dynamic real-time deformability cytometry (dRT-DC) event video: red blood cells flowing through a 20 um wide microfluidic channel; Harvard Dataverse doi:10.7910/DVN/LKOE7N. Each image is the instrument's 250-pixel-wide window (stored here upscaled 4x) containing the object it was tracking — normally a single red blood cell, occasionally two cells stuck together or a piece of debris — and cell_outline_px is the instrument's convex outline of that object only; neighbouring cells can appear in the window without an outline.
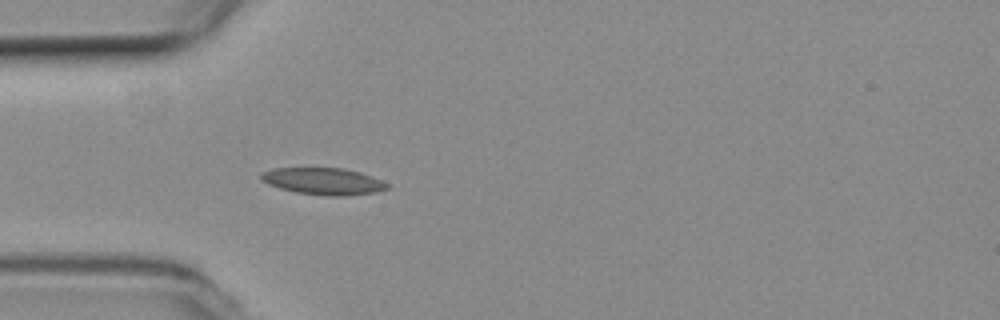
{"species": "common noctule bat (a hibernating species)", "species_latin": "Nyctalus noctula", "temperature_condition": "room temperature", "stored_images_in_passage": 53, "camera_frame_rate_fps": 3000, "um_per_image_px": 0.085, "animal": {"sex": "female", "body_mass_g": 19.3, "forearm_length_mm": 54.1}, "frame": {"image": 1, "passage_image": 15, "time_ms": 4.667, "image_size_px": [1000, 320], "cell_outline_px": [[392, 188], [376, 192], [344, 196], [324, 196], [296, 192], [280, 188], [268, 184], [260, 180], [260, 172], [272, 168], [344, 168], [360, 172], [372, 176], [388, 184]], "centroid_in_image_um": [27.48, 15.4], "position_along_channel_um": 57.5, "area_um2": 19.94}}
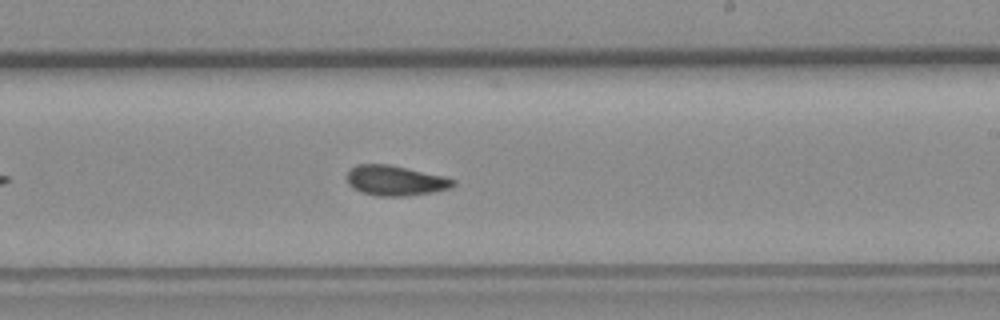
{"frame": {"image": 2, "passage_image": 31, "time_ms": 10.0, "image_size_px": [1000, 320], "cell_outline_px": [[456, 184], [452, 188], [432, 192], [404, 196], [376, 196], [352, 188], [348, 184], [348, 172], [356, 164], [388, 164], [444, 176], [456, 180]], "centroid_in_image_um": [33.63, 15.35], "position_along_channel_um": 255.4, "area_um2": 18.55}}
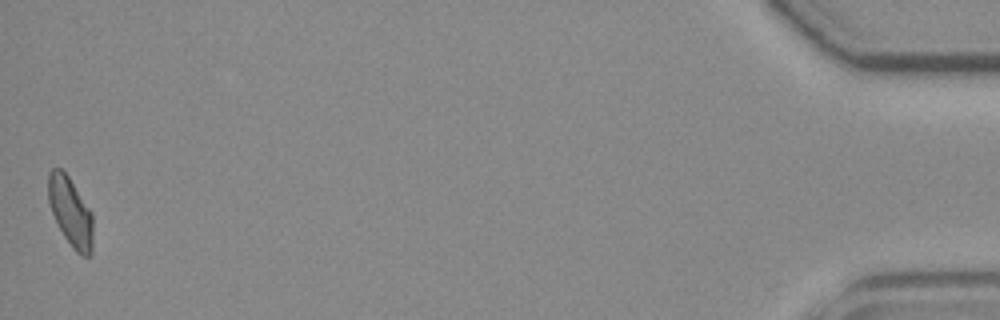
{"frame": {"image": 3, "passage_image": 53, "time_ms": 17.333, "image_size_px": [1000, 320], "cell_outline_px": [[92, 252], [88, 256], [80, 256], [72, 248], [64, 236], [52, 212], [48, 200], [48, 172], [52, 168], [60, 168], [68, 176], [92, 212]], "centroid_in_image_um": [5.99, 18.01], "position_along_channel_um": 429.2, "area_um2": 17.86}, "authors_computed_cell_mechanics": {"area_um2": 18.3804, "velocity_mm_per_s": 3.7704, "shape_relaxation_time_tau1_ms": null, "shape_relaxation_time_tau2_ms": 2.6048, "deformation_change_tau1": null, "deformation_change_tau2": 0.0721}}